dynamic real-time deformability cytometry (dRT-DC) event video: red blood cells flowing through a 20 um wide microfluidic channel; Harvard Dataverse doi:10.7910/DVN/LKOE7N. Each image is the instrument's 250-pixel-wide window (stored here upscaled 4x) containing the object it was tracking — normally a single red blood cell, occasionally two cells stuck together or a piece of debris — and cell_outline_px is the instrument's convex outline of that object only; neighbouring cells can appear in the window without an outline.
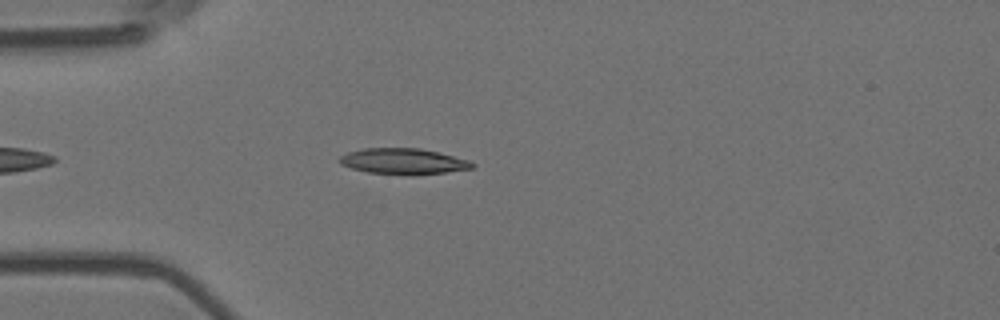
{"species": "Egyptian fruit bat (a non-hibernating species)", "species_latin": "Rousettus aegyptiacus", "temperature_condition": "room temperature", "stored_images_in_passage": 3, "camera_frame_rate_fps": 3000, "um_per_image_px": 0.085, "animal": {"sex": "female"}, "frame": {"image": 1, "passage_image": 3, "time_ms": 0.667, "image_size_px": [1000, 320], "cell_outline_px": [[476, 164], [472, 168], [444, 172], [412, 176], [368, 172], [352, 168], [340, 164], [340, 156], [348, 152], [364, 148], [420, 148], [472, 160]], "centroid_in_image_um": [34.32, 13.72], "position_along_channel_um": 50.7, "area_um2": 20.11}}